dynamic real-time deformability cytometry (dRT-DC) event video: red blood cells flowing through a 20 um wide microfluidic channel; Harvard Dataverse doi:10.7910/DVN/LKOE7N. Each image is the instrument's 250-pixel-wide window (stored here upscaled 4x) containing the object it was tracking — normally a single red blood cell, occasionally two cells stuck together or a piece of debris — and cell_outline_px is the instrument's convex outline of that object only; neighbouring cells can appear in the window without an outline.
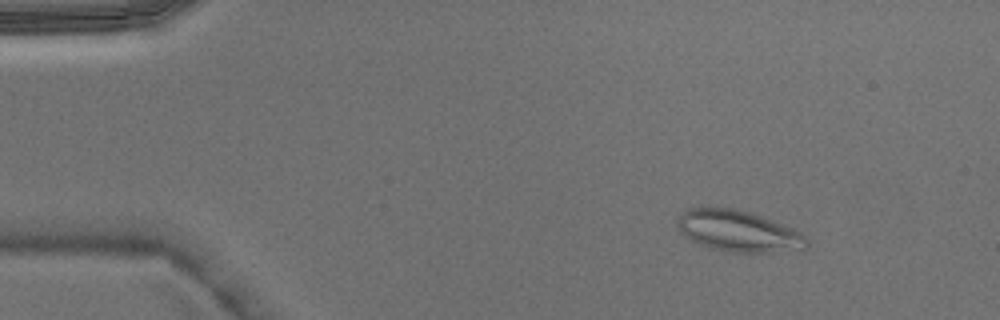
{"species": "Egyptian fruit bat (a non-hibernating species)", "species_latin": "Rousettus aegyptiacus", "temperature_condition": "warm", "stored_images_in_passage": 4, "camera_frame_rate_fps": 3000, "um_per_image_px": 0.085, "animal": {"sex": "male"}, "frame": {"image": 1, "passage_image": 2, "time_ms": 0.333, "image_size_px": [1000, 320], "cell_outline_px": [[808, 248], [804, 252], [732, 252], [712, 248], [688, 240], [680, 232], [676, 224], [676, 220], [688, 208], [732, 208], [748, 212], [796, 228], [808, 240]], "centroid_in_image_um": [62.83, 19.67], "position_along_channel_um": 22.2, "area_um2": 31.44}}